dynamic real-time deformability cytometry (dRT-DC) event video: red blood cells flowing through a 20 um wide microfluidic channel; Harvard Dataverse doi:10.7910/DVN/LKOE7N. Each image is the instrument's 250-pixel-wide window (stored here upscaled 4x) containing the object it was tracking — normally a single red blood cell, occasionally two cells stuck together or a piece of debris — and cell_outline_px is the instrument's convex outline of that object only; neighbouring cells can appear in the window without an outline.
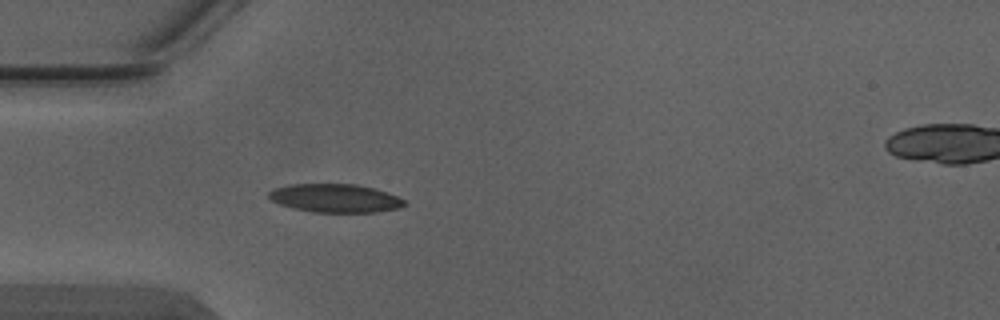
{"species": "Egyptian fruit bat (a non-hibernating species)", "species_latin": "Rousettus aegyptiacus", "temperature_condition": "warm", "stored_images_in_passage": 5, "segment_of_instrument_passage": [1, 2], "camera_frame_rate_fps": 3000, "um_per_image_px": 0.085, "animal": {"sex": "male"}, "frame": {"image": 1, "passage_image": 4, "time_ms": 1.0, "image_size_px": [1000, 320], "cell_outline_px": [[408, 204], [400, 208], [376, 212], [312, 212], [280, 204], [272, 200], [268, 196], [268, 192], [272, 188], [288, 184], [356, 184], [388, 192], [404, 200]], "centroid_in_image_um": [28.5, 16.84], "position_along_channel_um": 56.5, "area_um2": 22.48}}